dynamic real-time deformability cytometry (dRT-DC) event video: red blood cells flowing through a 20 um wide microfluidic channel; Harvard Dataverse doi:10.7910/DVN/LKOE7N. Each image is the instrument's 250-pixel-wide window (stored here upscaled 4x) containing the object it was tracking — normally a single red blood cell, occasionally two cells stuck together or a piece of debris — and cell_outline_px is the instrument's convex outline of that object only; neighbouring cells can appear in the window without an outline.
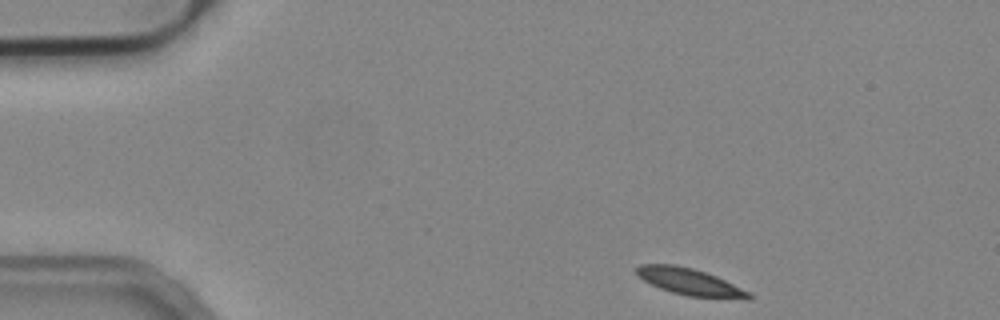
{"species": "common noctule bat (a hibernating species)", "species_latin": "Nyctalus noctula", "temperature_condition": "cold", "stored_images_in_passage": 47, "camera_frame_rate_fps": 3000, "um_per_image_px": 0.085, "animal": {"sex": "male", "body_mass_g": 19.2, "forearm_length_mm": 51.8}, "frame": {"image": 1, "passage_image": 1, "time_ms": 0.0, "image_size_px": [1000, 320], "cell_outline_px": [[752, 296], [748, 300], [688, 296], [672, 292], [660, 288], [644, 280], [636, 272], [636, 268], [640, 264], [672, 264], [692, 268], [716, 276], [752, 292]], "centroid_in_image_um": [58.71, 23.97], "position_along_channel_um": 26.3, "area_um2": 17.51}}
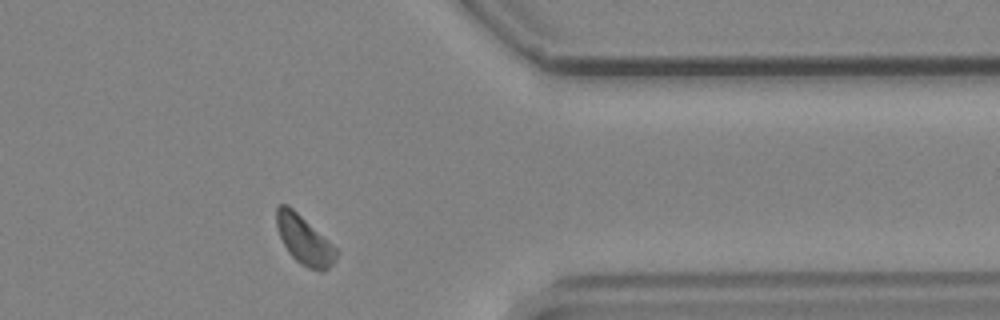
{"frame": {"image": 2, "passage_image": 37, "time_ms": 12.0, "image_size_px": [1000, 320], "cell_outline_px": [[336, 260], [324, 272], [320, 272], [308, 268], [300, 264], [288, 252], [276, 228], [276, 208], [280, 204], [288, 204], [328, 240], [336, 248]], "centroid_in_image_um": [25.84, 20.41], "position_along_channel_um": 385.6, "area_um2": 16.88}}
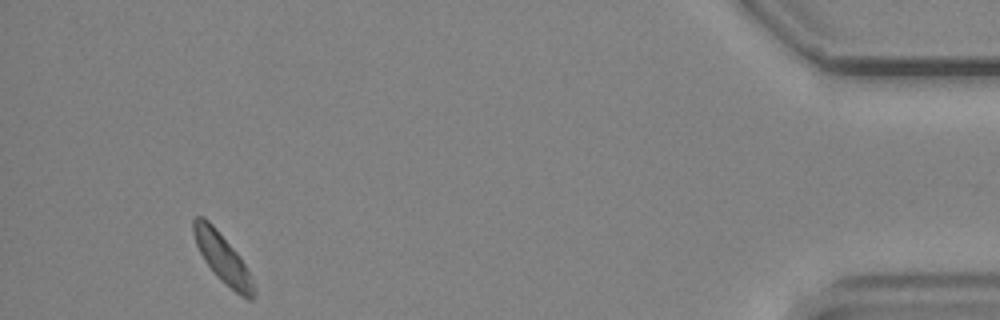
{"frame": {"image": 3, "passage_image": 44, "time_ms": 14.333, "image_size_px": [1000, 320], "cell_outline_px": [[256, 292], [252, 300], [248, 300], [240, 296], [220, 280], [216, 276], [204, 260], [196, 244], [192, 232], [192, 220], [196, 216], [204, 216], [216, 228], [240, 256], [248, 272]], "centroid_in_image_um": [18.89, 21.93], "position_along_channel_um": 416.3, "area_um2": 17.22}, "authors_computed_cell_mechanics": {"area_um2": 17.629, "velocity_mm_per_s": 3.7352, "shape_relaxation_time_tau1_ms": 2.9611, "shape_relaxation_time_tau2_ms": null, "deformation_change_tau1": 0.0679, "deformation_change_tau2": null}}